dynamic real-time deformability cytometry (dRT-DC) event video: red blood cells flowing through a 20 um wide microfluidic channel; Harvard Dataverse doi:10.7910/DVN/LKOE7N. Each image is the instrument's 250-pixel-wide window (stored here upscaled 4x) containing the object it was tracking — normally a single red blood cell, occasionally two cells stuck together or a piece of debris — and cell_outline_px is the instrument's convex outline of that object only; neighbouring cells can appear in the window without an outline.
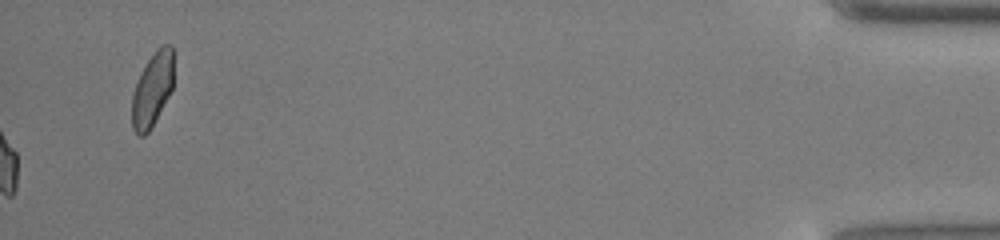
{"species": "common noctule bat (a hibernating species)", "species_latin": "Nyctalus noctula", "temperature_condition": "cold", "stored_images_in_passage": 50, "camera_frame_rate_fps": 3000, "um_per_image_px": 0.085, "animal": {"sex": "male", "body_mass_g": 13.0, "forearm_length_mm": 53.1}, "frame": {"image": 1, "passage_image": 50, "time_ms": 16.333, "image_size_px": [1000, 240], "cell_outline_px": [[172, 88], [168, 96], [148, 132], [144, 136], [140, 136], [132, 128], [132, 96], [136, 80], [140, 72], [156, 48], [160, 44], [172, 44]], "centroid_in_image_um": [12.92, 7.56], "position_along_channel_um": 422.3, "area_um2": 17.74}}